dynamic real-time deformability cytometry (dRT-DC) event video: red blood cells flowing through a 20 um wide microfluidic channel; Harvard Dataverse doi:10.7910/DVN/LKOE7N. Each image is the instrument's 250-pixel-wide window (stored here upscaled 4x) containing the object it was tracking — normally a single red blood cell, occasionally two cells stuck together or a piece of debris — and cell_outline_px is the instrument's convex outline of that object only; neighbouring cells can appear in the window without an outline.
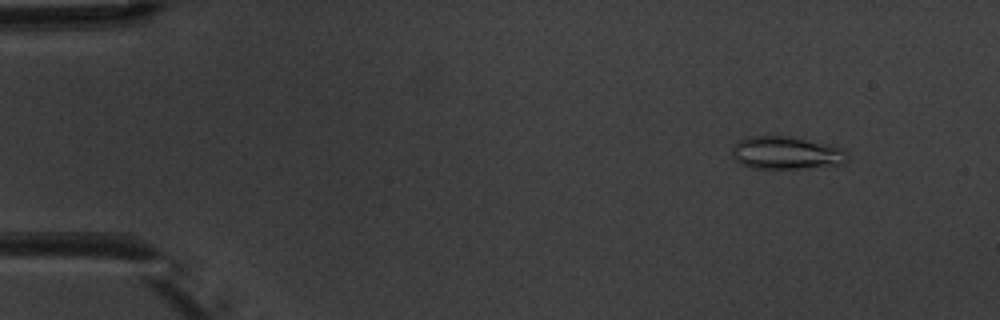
{"species": "common noctule bat (a hibernating species)", "species_latin": "Nyctalus noctula", "temperature_condition": "warm", "stored_images_in_passage": 4, "camera_frame_rate_fps": 3000, "um_per_image_px": 0.085, "animal": {"sex": "male", "body_mass_g": 20.1, "forearm_length_mm": 53.5}, "frame": {"image": 1, "passage_image": 2, "time_ms": 1.333, "image_size_px": [1000, 320], "cell_outline_px": [[848, 160], [844, 164], [804, 168], [752, 168], [740, 164], [732, 156], [732, 148], [736, 140], [744, 136], [792, 136], [828, 144], [844, 148], [848, 156]], "centroid_in_image_um": [66.82, 12.98], "position_along_channel_um": 18.2, "area_um2": 22.43}}